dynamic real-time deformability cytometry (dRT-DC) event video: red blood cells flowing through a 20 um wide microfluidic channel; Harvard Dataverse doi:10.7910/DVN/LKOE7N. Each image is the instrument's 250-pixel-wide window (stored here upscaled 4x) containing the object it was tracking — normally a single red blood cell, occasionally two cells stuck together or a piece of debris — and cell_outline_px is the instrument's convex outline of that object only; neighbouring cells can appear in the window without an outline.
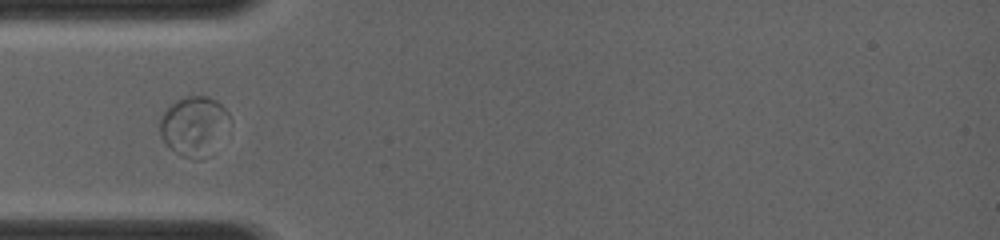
{"species": "common noctule bat (a hibernating species)", "species_latin": "Nyctalus noctula", "temperature_condition": "room temperature", "stored_images_in_passage": 50, "camera_frame_rate_fps": 4000, "um_per_image_px": 0.085, "animal": {"sex": "female", "body_mass_g": 19.0, "forearm_length_mm": 56.7}, "frame": {"image": 1, "passage_image": 17, "time_ms": 4.25, "image_size_px": [1000, 240], "cell_outline_px": [[232, 120], [192, 160], [180, 156], [168, 148], [160, 136], [160, 120], [164, 112], [176, 100], [188, 96], [204, 96], [216, 100], [228, 112]], "centroid_in_image_um": [16.36, 10.6], "position_along_channel_um": 68.6, "area_um2": 22.37}}
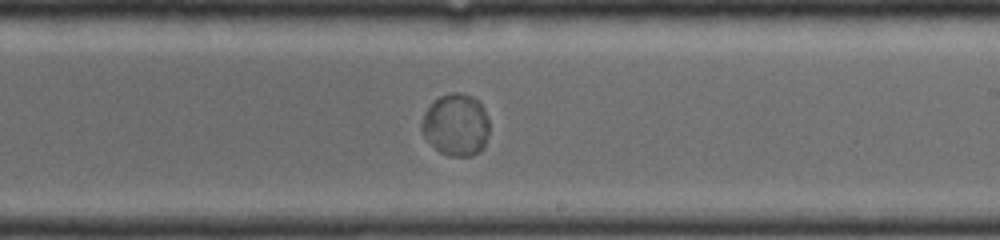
{"frame": {"image": 2, "passage_image": 31, "time_ms": 8.25, "image_size_px": [1000, 240], "cell_outline_px": [[488, 136], [484, 148], [472, 156], [448, 156], [440, 152], [424, 136], [420, 128], [420, 124], [424, 112], [432, 100], [440, 96], [452, 92], [460, 92], [472, 96], [480, 100], [484, 108], [488, 120]], "centroid_in_image_um": [38.75, 10.59], "position_along_channel_um": 250.2, "area_um2": 24.91}}
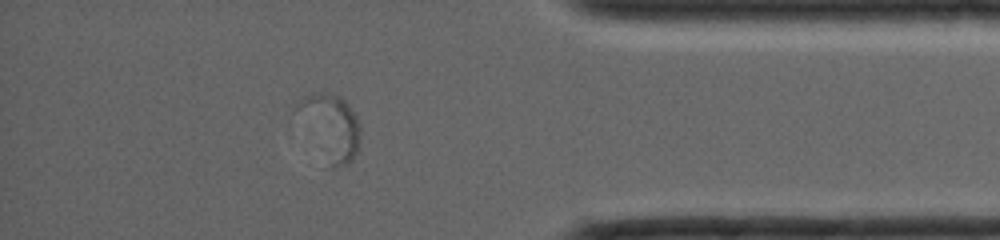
{"frame": {"image": 3, "passage_image": 44, "time_ms": 12.0, "image_size_px": [1000, 240], "cell_outline_px": [[360, 140], [356, 152], [352, 160], [348, 164], [332, 168], [292, 112], [300, 100], [304, 96], [312, 92], [328, 92], [340, 96], [348, 104], [356, 116], [360, 128]], "centroid_in_image_um": [28.04, 10.73], "position_along_channel_um": 407.2, "area_um2": 24.22}}